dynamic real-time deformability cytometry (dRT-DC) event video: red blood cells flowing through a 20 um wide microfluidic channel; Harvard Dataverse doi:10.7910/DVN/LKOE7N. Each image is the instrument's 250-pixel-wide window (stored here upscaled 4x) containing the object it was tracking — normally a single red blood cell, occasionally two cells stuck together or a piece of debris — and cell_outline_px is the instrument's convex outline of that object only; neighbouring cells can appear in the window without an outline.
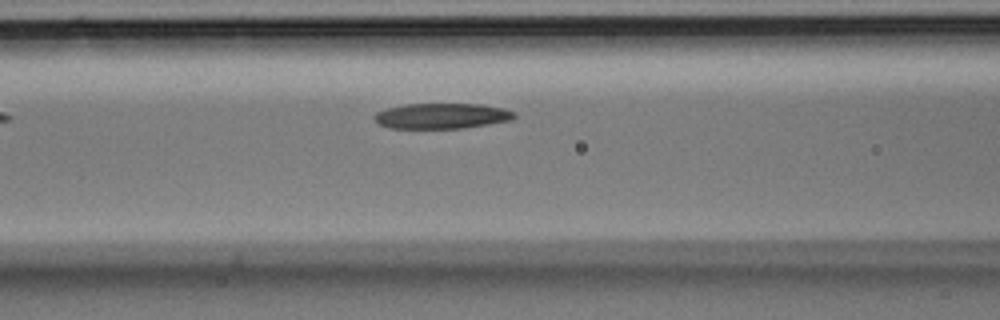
{"species": "Egyptian fruit bat (a non-hibernating species)", "species_latin": "Rousettus aegyptiacus", "temperature_condition": "room temperature", "stored_images_in_passage": 4, "camera_frame_rate_fps": 3000, "um_per_image_px": 0.085, "animal": {"sex": "male"}, "frame": {"image": 1, "passage_image": 4, "time_ms": 1.0, "image_size_px": [1000, 320], "cell_outline_px": [[516, 116], [512, 120], [464, 128], [388, 128], [380, 124], [372, 116], [376, 112], [384, 108], [404, 104], [484, 104], [504, 108], [516, 112]], "centroid_in_image_um": [37.56, 9.84], "position_along_channel_um": 129.0, "area_um2": 20.98}}